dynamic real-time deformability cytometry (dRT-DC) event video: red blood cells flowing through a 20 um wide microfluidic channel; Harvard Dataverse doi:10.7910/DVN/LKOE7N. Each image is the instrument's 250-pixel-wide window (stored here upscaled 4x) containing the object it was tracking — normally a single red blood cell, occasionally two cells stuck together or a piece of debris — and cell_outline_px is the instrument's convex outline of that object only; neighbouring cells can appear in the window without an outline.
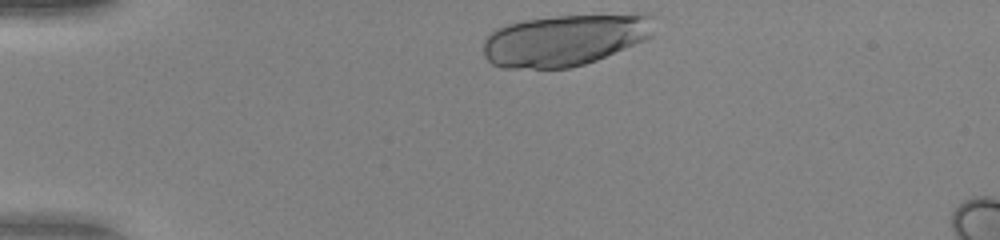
{"species": "human", "species_latin": "Homo sapiens", "temperature_condition": "warm", "stored_images_in_passage": 32, "camera_frame_rate_fps": 3000, "um_per_image_px": 0.085, "donor": {"sex": "female"}, "frame": {"image": 1, "passage_image": 1, "time_ms": 0.0, "image_size_px": [1000, 240], "cell_outline_px": [[656, 16], [652, 36], [644, 40], [596, 60], [584, 64], [568, 68], [504, 68], [492, 64], [484, 56], [484, 40], [496, 28], [508, 24], [524, 20], [556, 16], [636, 12], [648, 12]], "centroid_in_image_um": [48.09, 3.36], "position_along_channel_um": 36.9, "area_um2": 52.08}}
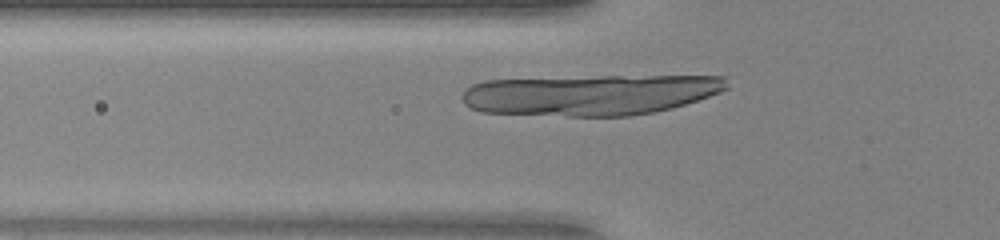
{"frame": {"image": 2, "passage_image": 8, "time_ms": 2.333, "image_size_px": [1000, 240], "cell_outline_px": [[728, 88], [720, 92], [672, 108], [652, 112], [628, 116], [568, 116], [480, 112], [468, 108], [464, 104], [460, 96], [472, 84], [484, 80], [600, 76], [728, 76]], "centroid_in_image_um": [50.15, 8.05], "position_along_channel_um": 75.7, "area_um2": 63.23}}
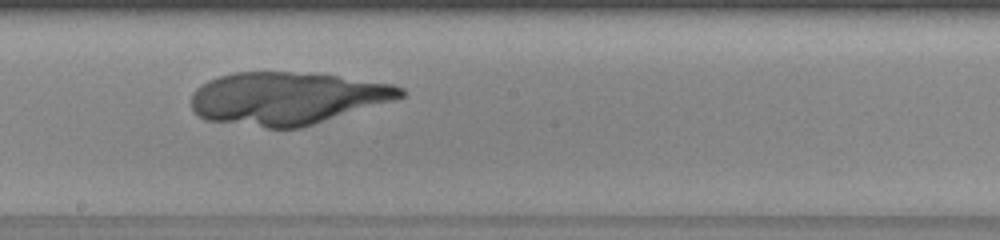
{"frame": {"image": 3, "passage_image": 19, "time_ms": 6.0, "image_size_px": [1000, 240], "cell_outline_px": [[404, 96], [396, 100], [300, 128], [268, 128], [204, 120], [192, 112], [192, 92], [196, 88], [208, 80], [232, 72], [288, 72], [336, 76], [392, 84], [404, 88]], "centroid_in_image_um": [24.36, 8.36], "position_along_channel_um": 223.8, "area_um2": 64.04}}